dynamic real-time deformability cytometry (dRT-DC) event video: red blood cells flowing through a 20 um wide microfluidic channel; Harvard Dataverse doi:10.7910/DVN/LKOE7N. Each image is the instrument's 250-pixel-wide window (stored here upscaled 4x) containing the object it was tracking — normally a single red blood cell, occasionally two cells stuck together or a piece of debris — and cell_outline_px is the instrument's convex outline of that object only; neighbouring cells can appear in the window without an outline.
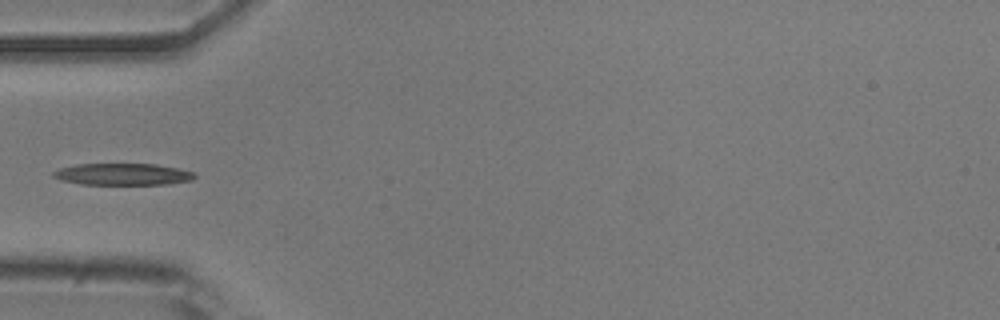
{"species": "common noctule bat (a hibernating species)", "species_latin": "Nyctalus noctula", "temperature_condition": "room temperature", "stored_images_in_passage": 24, "camera_frame_rate_fps": 3000, "um_per_image_px": 0.085, "animal": {"sex": "male", "body_mass_g": 20.5, "forearm_length_mm": 52.5}, "frame": {"image": 1, "passage_image": 1, "time_ms": 0.0, "image_size_px": [1000, 320], "cell_outline_px": [[196, 176], [192, 180], [168, 184], [80, 184], [60, 180], [52, 176], [52, 172], [60, 168], [76, 164], [156, 164], [180, 168], [196, 172]], "centroid_in_image_um": [10.46, 14.8], "position_along_channel_um": 74.5, "area_um2": 18.03}}
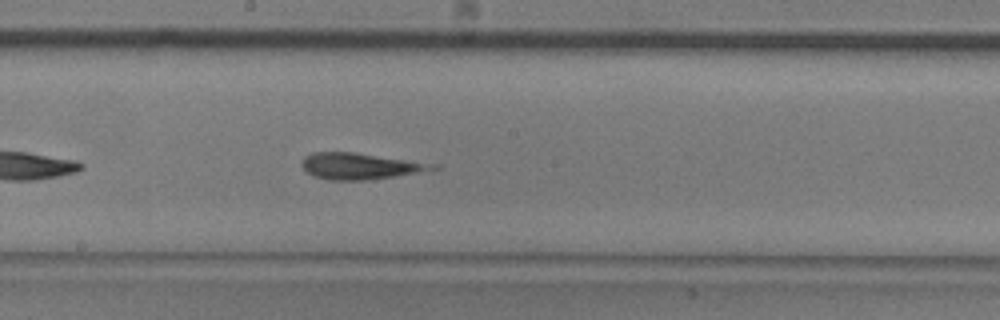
{"frame": {"image": 2, "passage_image": 12, "time_ms": 3.667, "image_size_px": [1000, 320], "cell_outline_px": [[440, 168], [392, 176], [364, 180], [328, 180], [316, 176], [308, 172], [300, 164], [304, 156], [312, 152], [352, 152], [440, 164]], "centroid_in_image_um": [30.59, 14.1], "position_along_channel_um": 217.6, "area_um2": 19.77}}
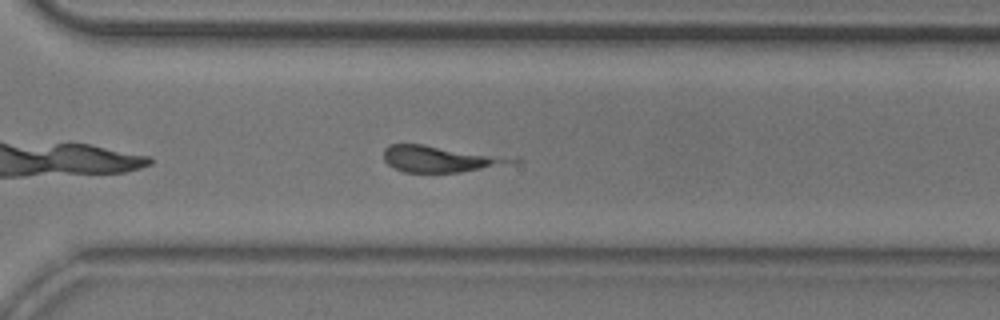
{"frame": {"image": 3, "passage_image": 21, "time_ms": 6.667, "image_size_px": [1000, 320], "cell_outline_px": [[524, 160], [520, 164], [460, 172], [404, 172], [392, 168], [384, 160], [384, 148], [392, 144], [424, 144], [520, 156]], "centroid_in_image_um": [37.7, 13.5], "position_along_channel_um": 332.9, "area_um2": 20.98}}